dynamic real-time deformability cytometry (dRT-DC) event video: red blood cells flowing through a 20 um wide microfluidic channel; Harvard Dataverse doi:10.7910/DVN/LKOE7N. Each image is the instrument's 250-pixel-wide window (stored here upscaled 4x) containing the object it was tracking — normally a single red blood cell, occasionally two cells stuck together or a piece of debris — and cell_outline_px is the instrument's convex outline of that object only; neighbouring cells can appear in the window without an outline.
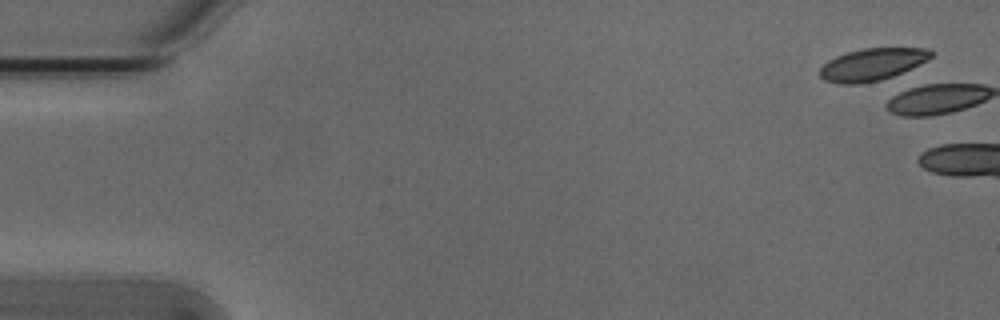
{"species": "Egyptian fruit bat (a non-hibernating species)", "species_latin": "Rousettus aegyptiacus", "temperature_condition": "cold", "stored_images_in_passage": 2, "camera_frame_rate_fps": 3000, "um_per_image_px": 0.085, "animal": {"sex": "male"}, "frame": {"image": 1, "passage_image": 1, "time_ms": 0.0, "image_size_px": [1000, 320], "cell_outline_px": [[936, 52], [932, 56], [920, 64], [892, 76], [880, 80], [856, 84], [840, 84], [824, 80], [820, 76], [820, 68], [828, 60], [836, 56], [848, 52], [864, 48], [928, 48]], "centroid_in_image_um": [74.14, 5.47], "position_along_channel_um": 10.9, "area_um2": 20.75}}